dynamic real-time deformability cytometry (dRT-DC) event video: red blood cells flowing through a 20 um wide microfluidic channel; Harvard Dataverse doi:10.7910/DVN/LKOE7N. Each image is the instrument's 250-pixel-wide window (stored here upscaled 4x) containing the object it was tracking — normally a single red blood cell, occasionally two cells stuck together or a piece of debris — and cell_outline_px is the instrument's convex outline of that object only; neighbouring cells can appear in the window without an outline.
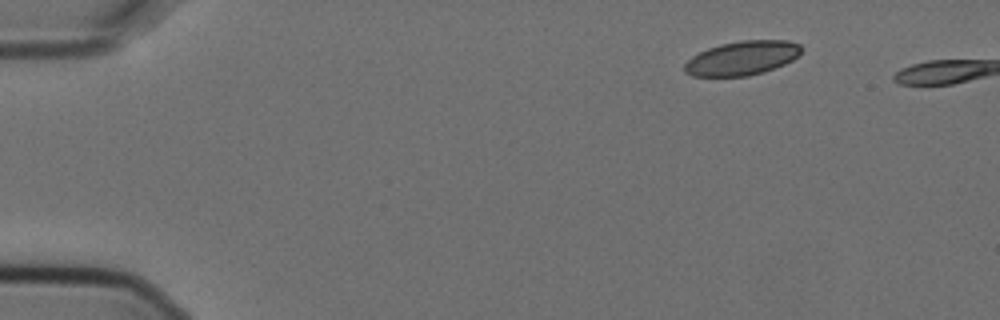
{"species": "Egyptian fruit bat (a non-hibernating species)", "species_latin": "Rousettus aegyptiacus", "temperature_condition": "cold", "stored_images_in_passage": 2, "camera_frame_rate_fps": 3000, "um_per_image_px": 0.085, "animal": {"sex": "female"}, "frame": {"image": 1, "passage_image": 2, "time_ms": 0.333, "image_size_px": [1000, 320], "cell_outline_px": [[800, 56], [784, 64], [764, 72], [748, 76], [692, 76], [684, 72], [684, 64], [692, 56], [708, 48], [720, 44], [740, 40], [788, 40], [800, 44]], "centroid_in_image_um": [63.08, 4.93], "position_along_channel_um": 21.9, "area_um2": 23.29}}